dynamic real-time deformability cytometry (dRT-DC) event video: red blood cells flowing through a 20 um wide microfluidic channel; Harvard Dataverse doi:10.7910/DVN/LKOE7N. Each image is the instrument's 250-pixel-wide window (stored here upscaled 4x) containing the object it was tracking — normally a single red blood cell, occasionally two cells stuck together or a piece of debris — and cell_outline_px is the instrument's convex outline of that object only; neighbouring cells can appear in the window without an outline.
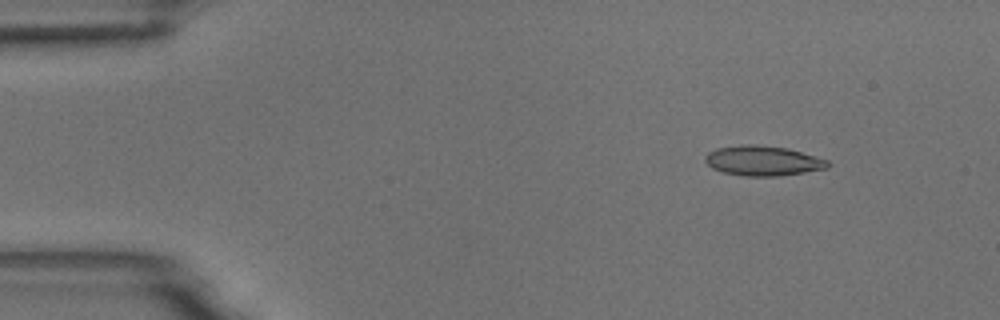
{"species": "common noctule bat (a hibernating species)", "species_latin": "Nyctalus noctula", "temperature_condition": "room temperature", "stored_images_in_passage": 5, "segment_of_instrument_passage": [1, 2], "camera_frame_rate_fps": 3000, "um_per_image_px": 0.085, "animal": {"sex": "male", "body_mass_g": 18.8}, "frame": {"image": 1, "passage_image": 2, "time_ms": 0.333, "image_size_px": [1000, 320], "cell_outline_px": [[832, 164], [828, 168], [804, 172], [776, 176], [744, 176], [724, 172], [712, 168], [704, 160], [704, 156], [708, 152], [716, 148], [740, 144], [756, 144], [788, 148], [828, 160]], "centroid_in_image_um": [64.84, 13.65], "position_along_channel_um": 20.2, "area_um2": 21.5}}